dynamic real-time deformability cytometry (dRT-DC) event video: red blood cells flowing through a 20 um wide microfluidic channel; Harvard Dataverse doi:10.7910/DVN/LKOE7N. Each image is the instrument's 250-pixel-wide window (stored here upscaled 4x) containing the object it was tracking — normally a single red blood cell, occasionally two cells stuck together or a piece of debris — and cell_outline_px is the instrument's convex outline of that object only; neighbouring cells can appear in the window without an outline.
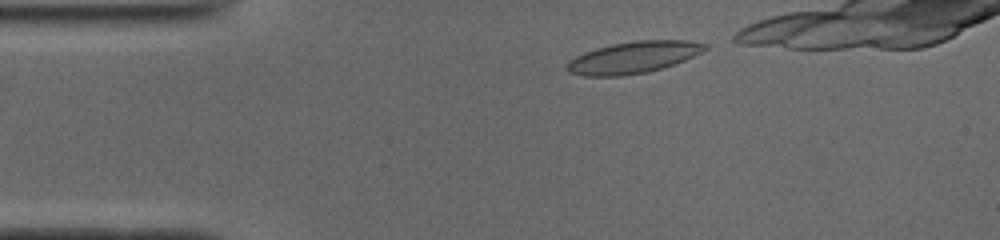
{"species": "common noctule bat (a hibernating species)", "species_latin": "Nyctalus noctula", "temperature_condition": "cold", "stored_images_in_passage": 26, "camera_frame_rate_fps": 3000, "um_per_image_px": 0.085, "animal": {"sex": "male", "body_mass_g": 19.0, "forearm_length_mm": 50.8}, "frame": {"image": 1, "passage_image": 1, "time_ms": 0.0, "image_size_px": [1000, 240], "cell_outline_px": [[708, 48], [676, 64], [644, 72], [620, 76], [584, 76], [568, 72], [564, 68], [564, 64], [568, 60], [584, 52], [596, 48], [612, 44], [636, 40], [688, 40], [708, 44]], "centroid_in_image_um": [53.78, 4.87], "position_along_channel_um": 31.2, "area_um2": 25.55}}
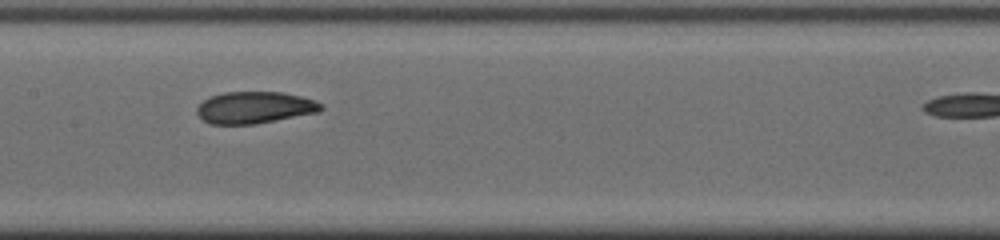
{"frame": {"image": 2, "passage_image": 16, "time_ms": 5.0, "image_size_px": [1000, 240], "cell_outline_px": [[324, 108], [320, 112], [256, 124], [208, 124], [196, 112], [196, 108], [204, 100], [212, 96], [224, 92], [284, 92], [316, 100], [324, 104]], "centroid_in_image_um": [21.7, 9.14], "position_along_channel_um": 185.7, "area_um2": 23.18}}
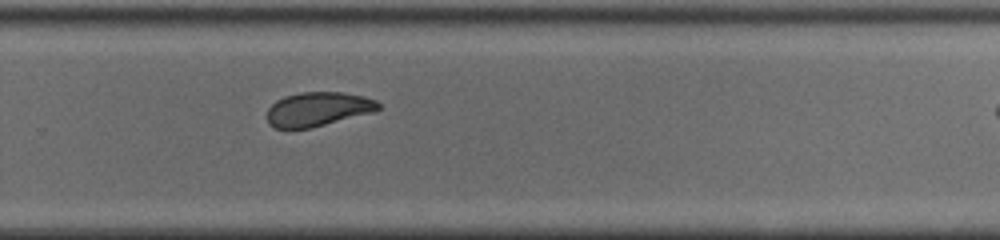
{"frame": {"image": 3, "passage_image": 25, "time_ms": 8.0, "image_size_px": [1000, 240], "cell_outline_px": [[380, 108], [376, 112], [312, 128], [288, 132], [276, 128], [268, 124], [268, 108], [276, 100], [284, 96], [300, 92], [344, 92], [364, 96], [376, 100], [380, 104]], "centroid_in_image_um": [27.01, 9.31], "position_along_channel_um": 302.8, "area_um2": 22.95}}